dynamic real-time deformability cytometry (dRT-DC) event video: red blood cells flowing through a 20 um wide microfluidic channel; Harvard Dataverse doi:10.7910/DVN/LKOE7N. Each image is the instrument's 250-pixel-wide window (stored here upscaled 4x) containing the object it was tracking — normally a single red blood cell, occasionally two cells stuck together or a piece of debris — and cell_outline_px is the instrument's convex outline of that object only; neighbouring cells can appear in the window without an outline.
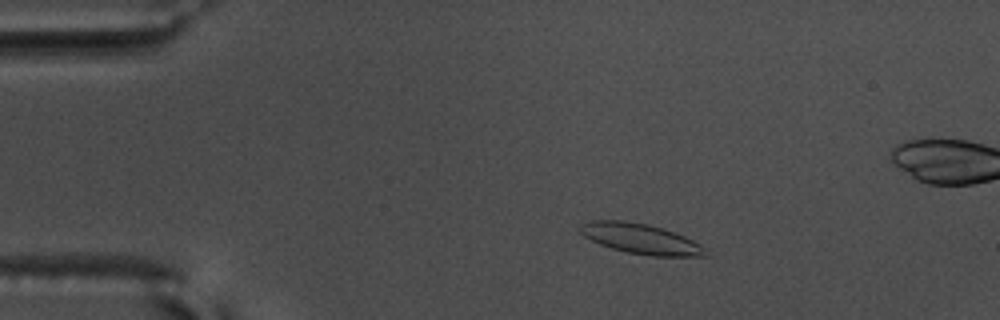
{"species": "common noctule bat (a hibernating species)", "species_latin": "Nyctalus noctula", "temperature_condition": "warm", "stored_images_in_passage": 51, "camera_frame_rate_fps": 3000, "um_per_image_px": 0.085, "animal": {"sex": "male", "body_mass_g": 17.5, "forearm_length_mm": 52.3}, "frame": {"image": 1, "passage_image": 3, "time_ms": 0.667, "image_size_px": [1000, 320], "cell_outline_px": [[712, 256], [652, 256], [628, 252], [612, 248], [600, 244], [584, 236], [580, 232], [580, 224], [588, 220], [624, 220], [648, 224], [684, 236], [700, 244]], "centroid_in_image_um": [54.45, 20.29], "position_along_channel_um": 30.5, "area_um2": 21.96}}
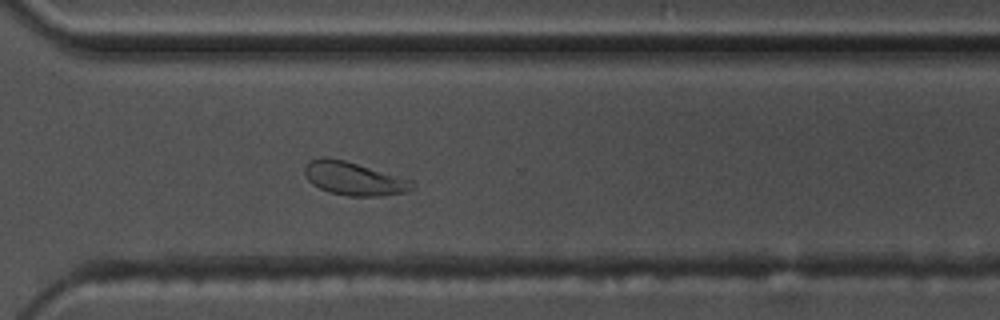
{"frame": {"image": 2, "passage_image": 34, "time_ms": 11.0, "image_size_px": [1000, 320], "cell_outline_px": [[416, 184], [408, 192], [380, 196], [348, 196], [328, 192], [312, 184], [308, 180], [304, 172], [304, 168], [308, 160], [320, 156], [324, 156], [344, 160], [416, 180]], "centroid_in_image_um": [30.11, 15.17], "position_along_channel_um": 340.5, "area_um2": 21.33}}
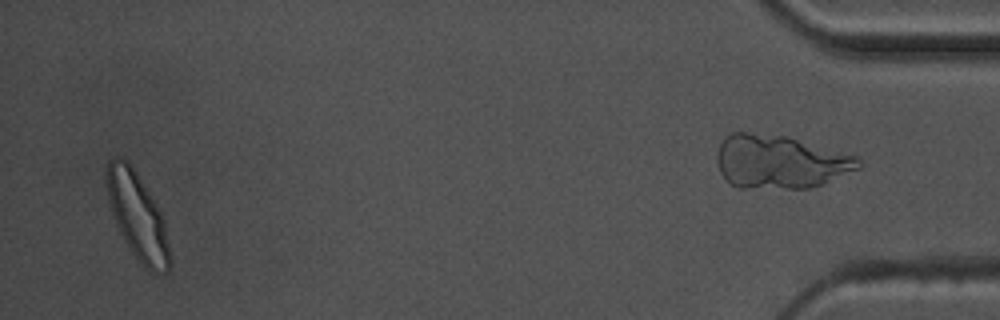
{"frame": {"image": 3, "passage_image": 48, "time_ms": 15.667, "image_size_px": [1000, 320], "cell_outline_px": [[172, 264], [168, 272], [152, 272], [140, 264], [124, 240], [116, 224], [108, 200], [104, 176], [108, 160], [116, 156], [124, 156], [128, 160], [136, 172], [156, 204], [164, 220], [172, 260]], "centroid_in_image_um": [11.67, 18.35], "position_along_channel_um": 423.5, "area_um2": 32.19}, "authors_computed_cell_mechanics": {"area_um2": 21.3282, "velocity_mm_per_s": 3.5629, "shape_relaxation_time_tau1_ms": 3.5651, "shape_relaxation_time_tau2_ms": 1.108, "deformation_change_tau1": 0.1418, "deformation_change_tau2": 0.0604}}